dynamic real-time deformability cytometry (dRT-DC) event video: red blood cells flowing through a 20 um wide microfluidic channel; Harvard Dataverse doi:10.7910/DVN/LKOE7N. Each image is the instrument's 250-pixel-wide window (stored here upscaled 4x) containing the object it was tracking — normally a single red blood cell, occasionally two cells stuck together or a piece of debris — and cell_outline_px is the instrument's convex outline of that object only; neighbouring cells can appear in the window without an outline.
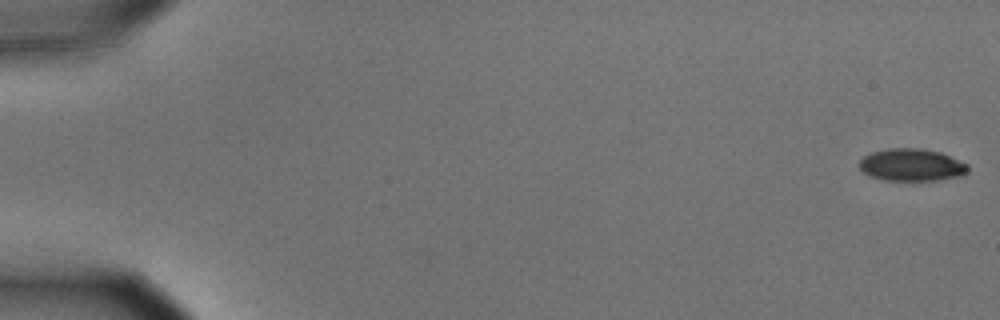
{"species": "common noctule bat (a hibernating species)", "species_latin": "Nyctalus noctula", "temperature_condition": "cold", "stored_images_in_passage": 56, "camera_frame_rate_fps": 3000, "um_per_image_px": 0.085, "animal": {"sex": "male", "body_mass_g": 15.6}, "frame": {"image": 1, "passage_image": 1, "time_ms": 0.0, "image_size_px": [1000, 320], "cell_outline_px": [[968, 172], [960, 176], [936, 180], [884, 180], [868, 176], [860, 168], [860, 160], [864, 156], [872, 152], [888, 148], [920, 148], [940, 152], [968, 164]], "centroid_in_image_um": [77.48, 14.01], "position_along_channel_um": 7.5, "area_um2": 20.4}}
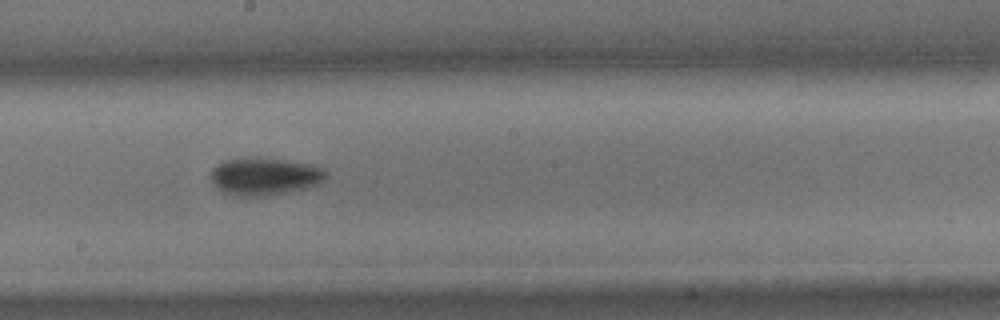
{"frame": {"image": 2, "passage_image": 32, "time_ms": 10.333, "image_size_px": [1000, 320], "cell_outline_px": [[328, 172], [324, 180], [316, 184], [304, 188], [288, 192], [268, 196], [236, 196], [224, 192], [216, 188], [212, 184], [208, 176], [208, 172], [216, 164], [224, 160], [284, 160], [324, 168]], "centroid_in_image_um": [22.42, 15.04], "position_along_channel_um": 225.8, "area_um2": 24.68}}
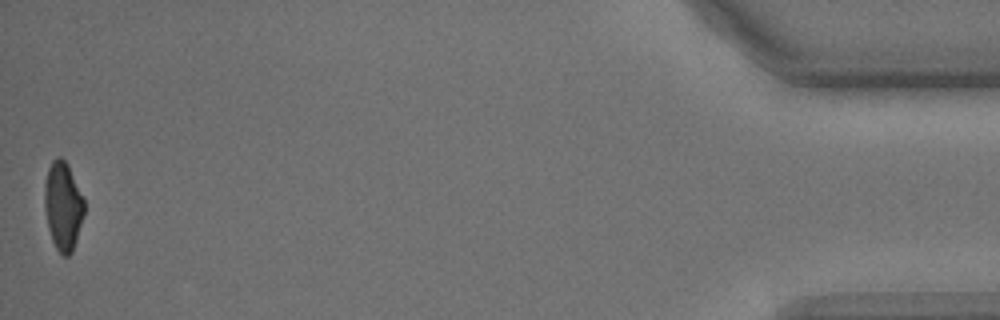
{"frame": {"image": 3, "passage_image": 56, "time_ms": 18.333, "image_size_px": [1000, 320], "cell_outline_px": [[84, 216], [72, 252], [68, 256], [64, 256], [56, 248], [52, 240], [48, 228], [44, 208], [44, 184], [48, 168], [52, 160], [56, 156], [60, 156], [68, 164], [84, 200]], "centroid_in_image_um": [5.34, 17.49], "position_along_channel_um": 429.9, "area_um2": 20.52}, "authors_computed_cell_mechanics": {"area_um2": 22.5998, "velocity_mm_per_s": 3.6264, "shape_relaxation_time_tau1_ms": 2.3913, "shape_relaxation_time_tau2_ms": null, "deformation_change_tau1": 0.1191, "deformation_change_tau2": null}}